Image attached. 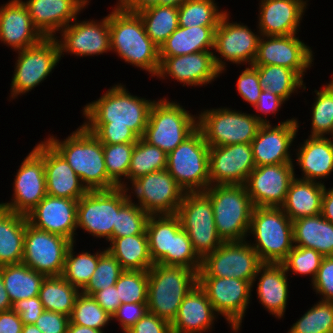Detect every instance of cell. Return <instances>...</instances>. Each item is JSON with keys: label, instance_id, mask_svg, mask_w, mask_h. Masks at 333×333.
<instances>
[{"label": "cell", "instance_id": "3", "mask_svg": "<svg viewBox=\"0 0 333 333\" xmlns=\"http://www.w3.org/2000/svg\"><path fill=\"white\" fill-rule=\"evenodd\" d=\"M109 13L111 52L124 62L157 75L160 59L159 47L146 34L138 14L122 10L115 4Z\"/></svg>", "mask_w": 333, "mask_h": 333}, {"label": "cell", "instance_id": "32", "mask_svg": "<svg viewBox=\"0 0 333 333\" xmlns=\"http://www.w3.org/2000/svg\"><path fill=\"white\" fill-rule=\"evenodd\" d=\"M297 147L294 161L302 171L300 179L325 183L322 179L333 172V138L308 136Z\"/></svg>", "mask_w": 333, "mask_h": 333}, {"label": "cell", "instance_id": "36", "mask_svg": "<svg viewBox=\"0 0 333 333\" xmlns=\"http://www.w3.org/2000/svg\"><path fill=\"white\" fill-rule=\"evenodd\" d=\"M26 215L0 206V266L22 263Z\"/></svg>", "mask_w": 333, "mask_h": 333}, {"label": "cell", "instance_id": "2", "mask_svg": "<svg viewBox=\"0 0 333 333\" xmlns=\"http://www.w3.org/2000/svg\"><path fill=\"white\" fill-rule=\"evenodd\" d=\"M49 135L46 140L64 157L88 191L118 187L107 175L103 144L83 125L64 140Z\"/></svg>", "mask_w": 333, "mask_h": 333}, {"label": "cell", "instance_id": "55", "mask_svg": "<svg viewBox=\"0 0 333 333\" xmlns=\"http://www.w3.org/2000/svg\"><path fill=\"white\" fill-rule=\"evenodd\" d=\"M236 86L239 95L242 97L241 99L254 108L263 91L260 85L258 71L253 66H248L243 69L238 77Z\"/></svg>", "mask_w": 333, "mask_h": 333}, {"label": "cell", "instance_id": "64", "mask_svg": "<svg viewBox=\"0 0 333 333\" xmlns=\"http://www.w3.org/2000/svg\"><path fill=\"white\" fill-rule=\"evenodd\" d=\"M23 322L13 309L0 312V333H21Z\"/></svg>", "mask_w": 333, "mask_h": 333}, {"label": "cell", "instance_id": "26", "mask_svg": "<svg viewBox=\"0 0 333 333\" xmlns=\"http://www.w3.org/2000/svg\"><path fill=\"white\" fill-rule=\"evenodd\" d=\"M34 26L45 38H54L76 18L91 0H26ZM84 9V10H83Z\"/></svg>", "mask_w": 333, "mask_h": 333}, {"label": "cell", "instance_id": "38", "mask_svg": "<svg viewBox=\"0 0 333 333\" xmlns=\"http://www.w3.org/2000/svg\"><path fill=\"white\" fill-rule=\"evenodd\" d=\"M106 247L124 270L148 271L153 266L147 234L112 238Z\"/></svg>", "mask_w": 333, "mask_h": 333}, {"label": "cell", "instance_id": "4", "mask_svg": "<svg viewBox=\"0 0 333 333\" xmlns=\"http://www.w3.org/2000/svg\"><path fill=\"white\" fill-rule=\"evenodd\" d=\"M198 283V273L183 266L154 264L148 270L149 313L172 323L179 307Z\"/></svg>", "mask_w": 333, "mask_h": 333}, {"label": "cell", "instance_id": "49", "mask_svg": "<svg viewBox=\"0 0 333 333\" xmlns=\"http://www.w3.org/2000/svg\"><path fill=\"white\" fill-rule=\"evenodd\" d=\"M134 145L135 143L103 144L107 175L118 187H127V174Z\"/></svg>", "mask_w": 333, "mask_h": 333}, {"label": "cell", "instance_id": "22", "mask_svg": "<svg viewBox=\"0 0 333 333\" xmlns=\"http://www.w3.org/2000/svg\"><path fill=\"white\" fill-rule=\"evenodd\" d=\"M295 163L255 167L245 183L254 207L280 208L295 178Z\"/></svg>", "mask_w": 333, "mask_h": 333}, {"label": "cell", "instance_id": "14", "mask_svg": "<svg viewBox=\"0 0 333 333\" xmlns=\"http://www.w3.org/2000/svg\"><path fill=\"white\" fill-rule=\"evenodd\" d=\"M129 184L126 187L129 198L135 196L138 203L134 202L149 215L176 214L185 194L166 169L141 176Z\"/></svg>", "mask_w": 333, "mask_h": 333}, {"label": "cell", "instance_id": "27", "mask_svg": "<svg viewBox=\"0 0 333 333\" xmlns=\"http://www.w3.org/2000/svg\"><path fill=\"white\" fill-rule=\"evenodd\" d=\"M257 28L262 36L298 34L308 0H260Z\"/></svg>", "mask_w": 333, "mask_h": 333}, {"label": "cell", "instance_id": "18", "mask_svg": "<svg viewBox=\"0 0 333 333\" xmlns=\"http://www.w3.org/2000/svg\"><path fill=\"white\" fill-rule=\"evenodd\" d=\"M71 244L69 239L35 228L27 221L22 263L46 277L62 276Z\"/></svg>", "mask_w": 333, "mask_h": 333}, {"label": "cell", "instance_id": "29", "mask_svg": "<svg viewBox=\"0 0 333 333\" xmlns=\"http://www.w3.org/2000/svg\"><path fill=\"white\" fill-rule=\"evenodd\" d=\"M288 276L282 263H263L252 282V291L257 283L256 295L259 303L277 319L284 318L288 305Z\"/></svg>", "mask_w": 333, "mask_h": 333}, {"label": "cell", "instance_id": "31", "mask_svg": "<svg viewBox=\"0 0 333 333\" xmlns=\"http://www.w3.org/2000/svg\"><path fill=\"white\" fill-rule=\"evenodd\" d=\"M218 316L206 292L197 283L183 299L171 323L172 333L210 332Z\"/></svg>", "mask_w": 333, "mask_h": 333}, {"label": "cell", "instance_id": "23", "mask_svg": "<svg viewBox=\"0 0 333 333\" xmlns=\"http://www.w3.org/2000/svg\"><path fill=\"white\" fill-rule=\"evenodd\" d=\"M255 167L251 143L209 147L210 185H245Z\"/></svg>", "mask_w": 333, "mask_h": 333}, {"label": "cell", "instance_id": "39", "mask_svg": "<svg viewBox=\"0 0 333 333\" xmlns=\"http://www.w3.org/2000/svg\"><path fill=\"white\" fill-rule=\"evenodd\" d=\"M0 272L12 305L17 301L38 296L46 277L24 263L0 266Z\"/></svg>", "mask_w": 333, "mask_h": 333}, {"label": "cell", "instance_id": "35", "mask_svg": "<svg viewBox=\"0 0 333 333\" xmlns=\"http://www.w3.org/2000/svg\"><path fill=\"white\" fill-rule=\"evenodd\" d=\"M292 223L295 246L312 248L323 257L333 256V224L321 213Z\"/></svg>", "mask_w": 333, "mask_h": 333}, {"label": "cell", "instance_id": "21", "mask_svg": "<svg viewBox=\"0 0 333 333\" xmlns=\"http://www.w3.org/2000/svg\"><path fill=\"white\" fill-rule=\"evenodd\" d=\"M299 126L295 117L274 126L272 123L261 124L251 142L255 166L294 163L291 146L294 145Z\"/></svg>", "mask_w": 333, "mask_h": 333}, {"label": "cell", "instance_id": "43", "mask_svg": "<svg viewBox=\"0 0 333 333\" xmlns=\"http://www.w3.org/2000/svg\"><path fill=\"white\" fill-rule=\"evenodd\" d=\"M167 167V153L146 142L143 138L134 145L127 174V187L135 179L149 173L165 170Z\"/></svg>", "mask_w": 333, "mask_h": 333}, {"label": "cell", "instance_id": "17", "mask_svg": "<svg viewBox=\"0 0 333 333\" xmlns=\"http://www.w3.org/2000/svg\"><path fill=\"white\" fill-rule=\"evenodd\" d=\"M198 284L206 292L216 313L225 318L232 333H239L251 302L252 284L230 277H198Z\"/></svg>", "mask_w": 333, "mask_h": 333}, {"label": "cell", "instance_id": "16", "mask_svg": "<svg viewBox=\"0 0 333 333\" xmlns=\"http://www.w3.org/2000/svg\"><path fill=\"white\" fill-rule=\"evenodd\" d=\"M16 171L13 182V197L8 202H0V206L15 213L26 215L47 195L44 139L33 147Z\"/></svg>", "mask_w": 333, "mask_h": 333}, {"label": "cell", "instance_id": "56", "mask_svg": "<svg viewBox=\"0 0 333 333\" xmlns=\"http://www.w3.org/2000/svg\"><path fill=\"white\" fill-rule=\"evenodd\" d=\"M102 144L136 143L139 137L129 127L84 126Z\"/></svg>", "mask_w": 333, "mask_h": 333}, {"label": "cell", "instance_id": "24", "mask_svg": "<svg viewBox=\"0 0 333 333\" xmlns=\"http://www.w3.org/2000/svg\"><path fill=\"white\" fill-rule=\"evenodd\" d=\"M213 55V51H201L174 57H159L160 65L156 78H171L182 83L184 87H205L222 74L216 67Z\"/></svg>", "mask_w": 333, "mask_h": 333}, {"label": "cell", "instance_id": "67", "mask_svg": "<svg viewBox=\"0 0 333 333\" xmlns=\"http://www.w3.org/2000/svg\"><path fill=\"white\" fill-rule=\"evenodd\" d=\"M12 309V303L4 287V282L0 272V312Z\"/></svg>", "mask_w": 333, "mask_h": 333}, {"label": "cell", "instance_id": "52", "mask_svg": "<svg viewBox=\"0 0 333 333\" xmlns=\"http://www.w3.org/2000/svg\"><path fill=\"white\" fill-rule=\"evenodd\" d=\"M123 303H147L148 271L124 270L115 283Z\"/></svg>", "mask_w": 333, "mask_h": 333}, {"label": "cell", "instance_id": "61", "mask_svg": "<svg viewBox=\"0 0 333 333\" xmlns=\"http://www.w3.org/2000/svg\"><path fill=\"white\" fill-rule=\"evenodd\" d=\"M126 333H172V328L170 322L148 312Z\"/></svg>", "mask_w": 333, "mask_h": 333}, {"label": "cell", "instance_id": "47", "mask_svg": "<svg viewBox=\"0 0 333 333\" xmlns=\"http://www.w3.org/2000/svg\"><path fill=\"white\" fill-rule=\"evenodd\" d=\"M287 333H333V302L317 301Z\"/></svg>", "mask_w": 333, "mask_h": 333}, {"label": "cell", "instance_id": "7", "mask_svg": "<svg viewBox=\"0 0 333 333\" xmlns=\"http://www.w3.org/2000/svg\"><path fill=\"white\" fill-rule=\"evenodd\" d=\"M183 107L168 97L155 100L142 138L167 154L173 151L198 128V115Z\"/></svg>", "mask_w": 333, "mask_h": 333}, {"label": "cell", "instance_id": "25", "mask_svg": "<svg viewBox=\"0 0 333 333\" xmlns=\"http://www.w3.org/2000/svg\"><path fill=\"white\" fill-rule=\"evenodd\" d=\"M78 200L46 195L26 214L30 225L75 242Z\"/></svg>", "mask_w": 333, "mask_h": 333}, {"label": "cell", "instance_id": "68", "mask_svg": "<svg viewBox=\"0 0 333 333\" xmlns=\"http://www.w3.org/2000/svg\"><path fill=\"white\" fill-rule=\"evenodd\" d=\"M67 333H105V331L102 330H96L93 328H89L86 326H79L76 324H72L69 322Z\"/></svg>", "mask_w": 333, "mask_h": 333}, {"label": "cell", "instance_id": "9", "mask_svg": "<svg viewBox=\"0 0 333 333\" xmlns=\"http://www.w3.org/2000/svg\"><path fill=\"white\" fill-rule=\"evenodd\" d=\"M197 115L198 128L210 147L251 143L262 124L252 113L229 107L204 109Z\"/></svg>", "mask_w": 333, "mask_h": 333}, {"label": "cell", "instance_id": "11", "mask_svg": "<svg viewBox=\"0 0 333 333\" xmlns=\"http://www.w3.org/2000/svg\"><path fill=\"white\" fill-rule=\"evenodd\" d=\"M16 53L18 56L10 84L11 100L34 90L53 73L52 70L62 59L56 38H44L40 43Z\"/></svg>", "mask_w": 333, "mask_h": 333}, {"label": "cell", "instance_id": "34", "mask_svg": "<svg viewBox=\"0 0 333 333\" xmlns=\"http://www.w3.org/2000/svg\"><path fill=\"white\" fill-rule=\"evenodd\" d=\"M218 26L178 27L160 46L159 57L213 51Z\"/></svg>", "mask_w": 333, "mask_h": 333}, {"label": "cell", "instance_id": "63", "mask_svg": "<svg viewBox=\"0 0 333 333\" xmlns=\"http://www.w3.org/2000/svg\"><path fill=\"white\" fill-rule=\"evenodd\" d=\"M92 297L111 316L121 305L115 285L95 292Z\"/></svg>", "mask_w": 333, "mask_h": 333}, {"label": "cell", "instance_id": "46", "mask_svg": "<svg viewBox=\"0 0 333 333\" xmlns=\"http://www.w3.org/2000/svg\"><path fill=\"white\" fill-rule=\"evenodd\" d=\"M316 96L311 108V131L309 137L333 136V89L327 84L314 90Z\"/></svg>", "mask_w": 333, "mask_h": 333}, {"label": "cell", "instance_id": "51", "mask_svg": "<svg viewBox=\"0 0 333 333\" xmlns=\"http://www.w3.org/2000/svg\"><path fill=\"white\" fill-rule=\"evenodd\" d=\"M130 198L118 211L116 226H113V238L146 234L149 214Z\"/></svg>", "mask_w": 333, "mask_h": 333}, {"label": "cell", "instance_id": "69", "mask_svg": "<svg viewBox=\"0 0 333 333\" xmlns=\"http://www.w3.org/2000/svg\"><path fill=\"white\" fill-rule=\"evenodd\" d=\"M188 0H159V5L179 7Z\"/></svg>", "mask_w": 333, "mask_h": 333}, {"label": "cell", "instance_id": "62", "mask_svg": "<svg viewBox=\"0 0 333 333\" xmlns=\"http://www.w3.org/2000/svg\"><path fill=\"white\" fill-rule=\"evenodd\" d=\"M12 309L20 316L23 324H35L44 307L38 296L15 302Z\"/></svg>", "mask_w": 333, "mask_h": 333}, {"label": "cell", "instance_id": "19", "mask_svg": "<svg viewBox=\"0 0 333 333\" xmlns=\"http://www.w3.org/2000/svg\"><path fill=\"white\" fill-rule=\"evenodd\" d=\"M297 35H261L257 55L252 66H283L295 71L304 79L305 73L314 64V52Z\"/></svg>", "mask_w": 333, "mask_h": 333}, {"label": "cell", "instance_id": "5", "mask_svg": "<svg viewBox=\"0 0 333 333\" xmlns=\"http://www.w3.org/2000/svg\"><path fill=\"white\" fill-rule=\"evenodd\" d=\"M203 192L211 200L216 230L222 241L246 240L254 206L245 185H209Z\"/></svg>", "mask_w": 333, "mask_h": 333}, {"label": "cell", "instance_id": "58", "mask_svg": "<svg viewBox=\"0 0 333 333\" xmlns=\"http://www.w3.org/2000/svg\"><path fill=\"white\" fill-rule=\"evenodd\" d=\"M147 303H123L112 315V320L119 322L123 333H126L136 322L148 313Z\"/></svg>", "mask_w": 333, "mask_h": 333}, {"label": "cell", "instance_id": "30", "mask_svg": "<svg viewBox=\"0 0 333 333\" xmlns=\"http://www.w3.org/2000/svg\"><path fill=\"white\" fill-rule=\"evenodd\" d=\"M44 169L47 195L79 200L88 190L64 157L45 139Z\"/></svg>", "mask_w": 333, "mask_h": 333}, {"label": "cell", "instance_id": "71", "mask_svg": "<svg viewBox=\"0 0 333 333\" xmlns=\"http://www.w3.org/2000/svg\"><path fill=\"white\" fill-rule=\"evenodd\" d=\"M327 84L333 89V76H332V80L329 81Z\"/></svg>", "mask_w": 333, "mask_h": 333}, {"label": "cell", "instance_id": "65", "mask_svg": "<svg viewBox=\"0 0 333 333\" xmlns=\"http://www.w3.org/2000/svg\"><path fill=\"white\" fill-rule=\"evenodd\" d=\"M116 5L124 11L137 14L145 9L159 5V0H118Z\"/></svg>", "mask_w": 333, "mask_h": 333}, {"label": "cell", "instance_id": "42", "mask_svg": "<svg viewBox=\"0 0 333 333\" xmlns=\"http://www.w3.org/2000/svg\"><path fill=\"white\" fill-rule=\"evenodd\" d=\"M137 14L143 21L146 34L159 48L179 27L178 7L157 5Z\"/></svg>", "mask_w": 333, "mask_h": 333}, {"label": "cell", "instance_id": "50", "mask_svg": "<svg viewBox=\"0 0 333 333\" xmlns=\"http://www.w3.org/2000/svg\"><path fill=\"white\" fill-rule=\"evenodd\" d=\"M123 271L120 262L106 248L102 249L96 270L81 292L92 296L95 292L111 287Z\"/></svg>", "mask_w": 333, "mask_h": 333}, {"label": "cell", "instance_id": "41", "mask_svg": "<svg viewBox=\"0 0 333 333\" xmlns=\"http://www.w3.org/2000/svg\"><path fill=\"white\" fill-rule=\"evenodd\" d=\"M81 291L72 286L62 276L45 277L38 297L44 310L71 316L76 297Z\"/></svg>", "mask_w": 333, "mask_h": 333}, {"label": "cell", "instance_id": "12", "mask_svg": "<svg viewBox=\"0 0 333 333\" xmlns=\"http://www.w3.org/2000/svg\"><path fill=\"white\" fill-rule=\"evenodd\" d=\"M176 215L201 259L223 243L216 230L211 200L204 192H186Z\"/></svg>", "mask_w": 333, "mask_h": 333}, {"label": "cell", "instance_id": "54", "mask_svg": "<svg viewBox=\"0 0 333 333\" xmlns=\"http://www.w3.org/2000/svg\"><path fill=\"white\" fill-rule=\"evenodd\" d=\"M168 265L183 266L197 273L201 269L202 259L182 227L174 234L173 254H168Z\"/></svg>", "mask_w": 333, "mask_h": 333}, {"label": "cell", "instance_id": "59", "mask_svg": "<svg viewBox=\"0 0 333 333\" xmlns=\"http://www.w3.org/2000/svg\"><path fill=\"white\" fill-rule=\"evenodd\" d=\"M69 322L65 314L44 310L35 325L42 333H67Z\"/></svg>", "mask_w": 333, "mask_h": 333}, {"label": "cell", "instance_id": "33", "mask_svg": "<svg viewBox=\"0 0 333 333\" xmlns=\"http://www.w3.org/2000/svg\"><path fill=\"white\" fill-rule=\"evenodd\" d=\"M324 189V183L300 179L295 174L280 208L292 221L320 214Z\"/></svg>", "mask_w": 333, "mask_h": 333}, {"label": "cell", "instance_id": "20", "mask_svg": "<svg viewBox=\"0 0 333 333\" xmlns=\"http://www.w3.org/2000/svg\"><path fill=\"white\" fill-rule=\"evenodd\" d=\"M56 36L60 56L66 53L77 57L103 55L111 51L109 14L101 20H73ZM60 38V39H59Z\"/></svg>", "mask_w": 333, "mask_h": 333}, {"label": "cell", "instance_id": "57", "mask_svg": "<svg viewBox=\"0 0 333 333\" xmlns=\"http://www.w3.org/2000/svg\"><path fill=\"white\" fill-rule=\"evenodd\" d=\"M320 300L333 302V256L324 257L315 279L310 284Z\"/></svg>", "mask_w": 333, "mask_h": 333}, {"label": "cell", "instance_id": "60", "mask_svg": "<svg viewBox=\"0 0 333 333\" xmlns=\"http://www.w3.org/2000/svg\"><path fill=\"white\" fill-rule=\"evenodd\" d=\"M283 103L285 104V101L275 95L272 94L271 92L263 89V91L261 92V95L257 101V104L254 106L253 109H255L256 112L261 113V115L259 114H254L253 115L262 123H270L271 121L267 120V118H265V116L267 117L268 114L274 116V114L276 115L278 111H280L281 106L283 105ZM264 114V116H263Z\"/></svg>", "mask_w": 333, "mask_h": 333}, {"label": "cell", "instance_id": "13", "mask_svg": "<svg viewBox=\"0 0 333 333\" xmlns=\"http://www.w3.org/2000/svg\"><path fill=\"white\" fill-rule=\"evenodd\" d=\"M263 264L248 240L223 242L202 259L198 277L237 278L251 284Z\"/></svg>", "mask_w": 333, "mask_h": 333}, {"label": "cell", "instance_id": "44", "mask_svg": "<svg viewBox=\"0 0 333 333\" xmlns=\"http://www.w3.org/2000/svg\"><path fill=\"white\" fill-rule=\"evenodd\" d=\"M215 0H188L178 7L180 27L218 26L227 12L217 6Z\"/></svg>", "mask_w": 333, "mask_h": 333}, {"label": "cell", "instance_id": "8", "mask_svg": "<svg viewBox=\"0 0 333 333\" xmlns=\"http://www.w3.org/2000/svg\"><path fill=\"white\" fill-rule=\"evenodd\" d=\"M209 145L197 128L167 154L166 170L186 192H203L210 185Z\"/></svg>", "mask_w": 333, "mask_h": 333}, {"label": "cell", "instance_id": "48", "mask_svg": "<svg viewBox=\"0 0 333 333\" xmlns=\"http://www.w3.org/2000/svg\"><path fill=\"white\" fill-rule=\"evenodd\" d=\"M111 321L112 316L91 295H86L82 292L78 294L70 316L72 324L103 331Z\"/></svg>", "mask_w": 333, "mask_h": 333}, {"label": "cell", "instance_id": "15", "mask_svg": "<svg viewBox=\"0 0 333 333\" xmlns=\"http://www.w3.org/2000/svg\"><path fill=\"white\" fill-rule=\"evenodd\" d=\"M229 15V12L224 14L215 30L213 56L216 67L221 73L226 71L229 61L236 65L252 66L261 37L258 29L255 34L246 24L229 21Z\"/></svg>", "mask_w": 333, "mask_h": 333}, {"label": "cell", "instance_id": "53", "mask_svg": "<svg viewBox=\"0 0 333 333\" xmlns=\"http://www.w3.org/2000/svg\"><path fill=\"white\" fill-rule=\"evenodd\" d=\"M324 257L312 248L295 246L288 253L287 258L282 262L287 274L309 275L311 283L320 268Z\"/></svg>", "mask_w": 333, "mask_h": 333}, {"label": "cell", "instance_id": "28", "mask_svg": "<svg viewBox=\"0 0 333 333\" xmlns=\"http://www.w3.org/2000/svg\"><path fill=\"white\" fill-rule=\"evenodd\" d=\"M44 38L21 0H9L0 6L1 43L16 52L34 46Z\"/></svg>", "mask_w": 333, "mask_h": 333}, {"label": "cell", "instance_id": "66", "mask_svg": "<svg viewBox=\"0 0 333 333\" xmlns=\"http://www.w3.org/2000/svg\"><path fill=\"white\" fill-rule=\"evenodd\" d=\"M321 215L333 224V187L324 189Z\"/></svg>", "mask_w": 333, "mask_h": 333}, {"label": "cell", "instance_id": "40", "mask_svg": "<svg viewBox=\"0 0 333 333\" xmlns=\"http://www.w3.org/2000/svg\"><path fill=\"white\" fill-rule=\"evenodd\" d=\"M253 67L258 71L261 88L281 97L285 102L292 94H298L300 89L307 90L304 80L289 68L277 65Z\"/></svg>", "mask_w": 333, "mask_h": 333}, {"label": "cell", "instance_id": "45", "mask_svg": "<svg viewBox=\"0 0 333 333\" xmlns=\"http://www.w3.org/2000/svg\"><path fill=\"white\" fill-rule=\"evenodd\" d=\"M75 244L73 242L67 250L62 277L81 291L96 270L100 258V250L93 254L90 251L85 252L83 250L81 253H77L74 252Z\"/></svg>", "mask_w": 333, "mask_h": 333}, {"label": "cell", "instance_id": "1", "mask_svg": "<svg viewBox=\"0 0 333 333\" xmlns=\"http://www.w3.org/2000/svg\"><path fill=\"white\" fill-rule=\"evenodd\" d=\"M154 102L131 94L124 84L117 83L100 95L99 99L82 107L85 119L82 125L129 127L142 138Z\"/></svg>", "mask_w": 333, "mask_h": 333}, {"label": "cell", "instance_id": "70", "mask_svg": "<svg viewBox=\"0 0 333 333\" xmlns=\"http://www.w3.org/2000/svg\"><path fill=\"white\" fill-rule=\"evenodd\" d=\"M21 333H42L35 324H23Z\"/></svg>", "mask_w": 333, "mask_h": 333}, {"label": "cell", "instance_id": "6", "mask_svg": "<svg viewBox=\"0 0 333 333\" xmlns=\"http://www.w3.org/2000/svg\"><path fill=\"white\" fill-rule=\"evenodd\" d=\"M250 234L255 240L248 243L263 263H282L294 247L293 223L281 208L254 207Z\"/></svg>", "mask_w": 333, "mask_h": 333}, {"label": "cell", "instance_id": "10", "mask_svg": "<svg viewBox=\"0 0 333 333\" xmlns=\"http://www.w3.org/2000/svg\"><path fill=\"white\" fill-rule=\"evenodd\" d=\"M126 188L88 191L78 200L77 230L86 231L94 238H113L119 209L129 200Z\"/></svg>", "mask_w": 333, "mask_h": 333}, {"label": "cell", "instance_id": "37", "mask_svg": "<svg viewBox=\"0 0 333 333\" xmlns=\"http://www.w3.org/2000/svg\"><path fill=\"white\" fill-rule=\"evenodd\" d=\"M181 227L176 214L149 216L146 234L153 264L168 265V254H173L174 234Z\"/></svg>", "mask_w": 333, "mask_h": 333}]
</instances>
